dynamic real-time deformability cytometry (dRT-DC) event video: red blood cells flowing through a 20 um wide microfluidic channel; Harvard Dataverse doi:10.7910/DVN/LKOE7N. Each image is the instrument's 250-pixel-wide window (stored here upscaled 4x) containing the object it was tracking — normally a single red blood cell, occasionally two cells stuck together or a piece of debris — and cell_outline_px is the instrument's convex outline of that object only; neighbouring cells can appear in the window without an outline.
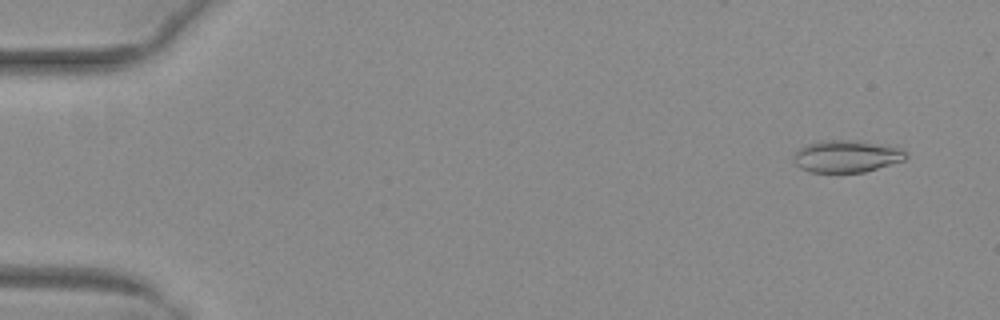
{"species": "common noctule bat (a hibernating species)", "species_latin": "Nyctalus noctula", "temperature_condition": "warm", "stored_images_in_passage": 53, "camera_frame_rate_fps": 3000, "um_per_image_px": 0.085, "animal": {"sex": "female", "body_mass_g": 29.2, "forearm_length_mm": 56.3}, "frame": {"image": 1, "passage_image": 4, "time_ms": 1.0, "image_size_px": [1000, 320], "cell_outline_px": [[908, 156], [904, 160], [864, 172], [812, 172], [800, 168], [796, 164], [796, 152], [804, 144], [816, 140], [848, 140], [900, 148], [908, 152]], "centroid_in_image_um": [71.95, 13.28], "position_along_channel_um": 13.1, "area_um2": 20.69}}
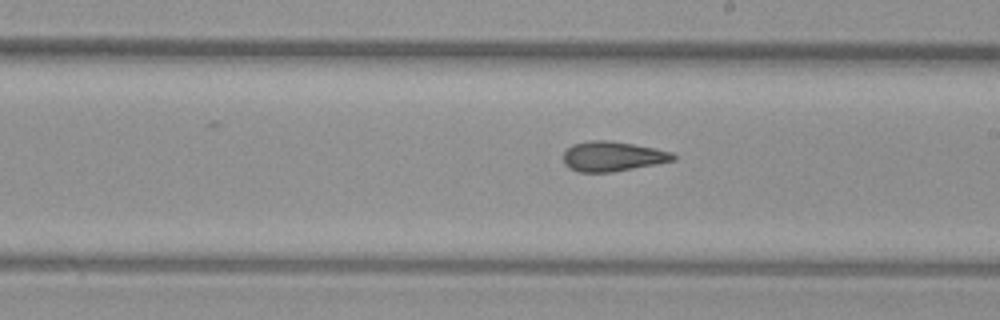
{"frame": {"image": 2, "passage_image": 31, "time_ms": 10.0, "image_size_px": [1000, 320], "cell_outline_px": [[676, 160], [656, 164], [612, 172], [576, 172], [568, 168], [564, 164], [564, 152], [572, 144], [588, 140], [608, 140], [656, 148], [672, 152], [676, 156]], "centroid_in_image_um": [52.05, 13.29], "position_along_channel_um": 236.9, "area_um2": 19.25}}
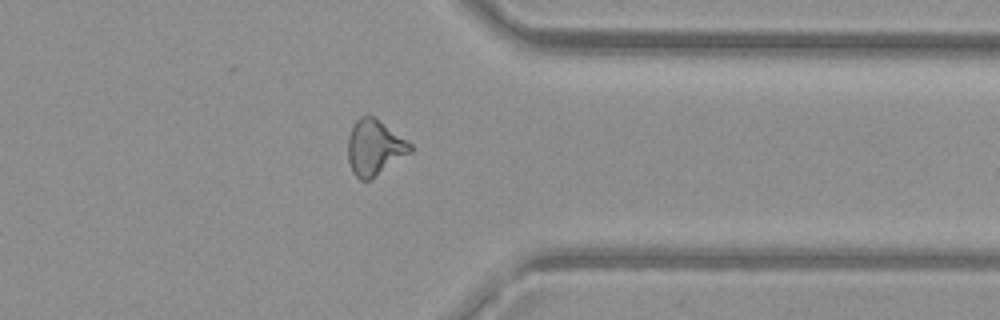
{"frame": {"image": 3, "passage_image": 42, "time_ms": 13.667, "image_size_px": [1000, 320], "cell_outline_px": [[412, 152], [372, 180], [360, 180], [352, 172], [348, 160], [348, 136], [356, 120], [360, 116], [372, 116], [412, 144]], "centroid_in_image_um": [31.83, 12.59], "position_along_channel_um": 379.6, "area_um2": 20.11}, "authors_computed_cell_mechanics": {"area_um2": 19.941, "velocity_mm_per_s": 4.0409, "shape_relaxation_time_tau1_ms": null, "shape_relaxation_time_tau2_ms": 2.467, "deformation_change_tau1": null, "deformation_change_tau2": 0.115}}